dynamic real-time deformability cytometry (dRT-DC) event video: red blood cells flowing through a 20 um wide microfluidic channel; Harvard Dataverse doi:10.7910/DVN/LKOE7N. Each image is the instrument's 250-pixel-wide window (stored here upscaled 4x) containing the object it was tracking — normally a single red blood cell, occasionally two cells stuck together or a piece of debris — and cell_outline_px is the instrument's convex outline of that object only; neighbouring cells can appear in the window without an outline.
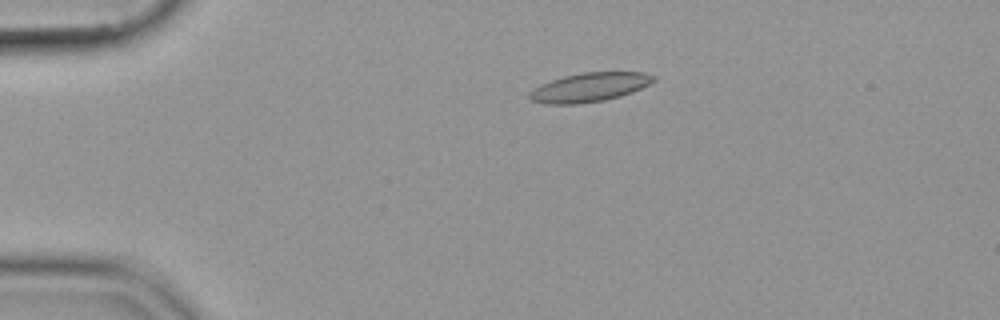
{"species": "common noctule bat (a hibernating species)", "species_latin": "Nyctalus noctula", "temperature_condition": "cold", "stored_images_in_passage": 48, "camera_frame_rate_fps": 3000, "um_per_image_px": 0.085, "animal": {"sex": "female", "body_mass_g": 19.9}, "frame": {"image": 1, "passage_image": 5, "time_ms": 1.333, "image_size_px": [1000, 320], "cell_outline_px": [[656, 80], [632, 92], [620, 96], [604, 100], [580, 104], [544, 104], [532, 100], [528, 96], [528, 92], [540, 84], [564, 76], [584, 72], [644, 72], [656, 76]], "centroid_in_image_um": [50.09, 7.42], "position_along_channel_um": 34.9, "area_um2": 20.98}}
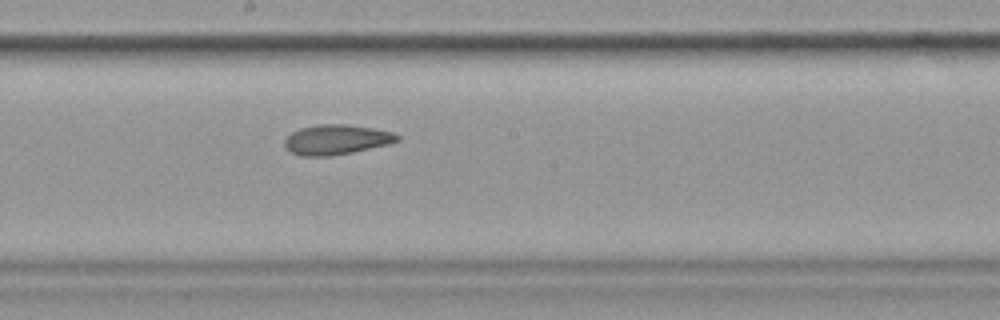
{"frame": {"image": 2, "passage_image": 24, "time_ms": 7.667, "image_size_px": [1000, 320], "cell_outline_px": [[400, 140], [388, 144], [352, 152], [328, 156], [300, 156], [292, 152], [284, 144], [284, 140], [292, 132], [300, 128], [316, 124], [344, 124], [372, 128], [392, 132], [400, 136]], "centroid_in_image_um": [28.59, 11.86], "position_along_channel_um": 219.6, "area_um2": 19.48}}
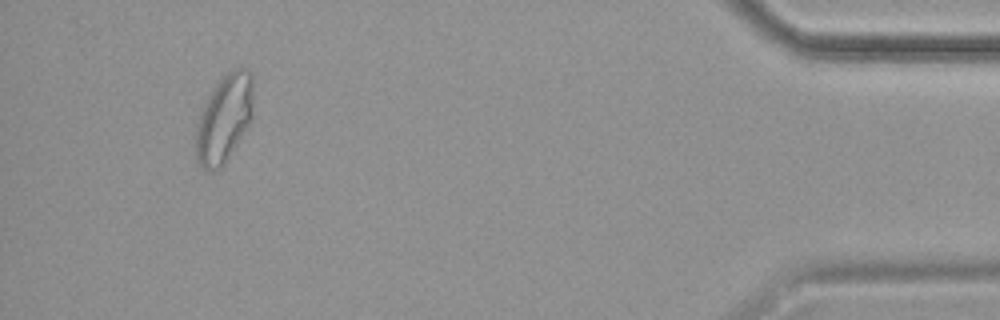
{"frame": {"image": 3, "passage_image": 45, "time_ms": 14.667, "image_size_px": [1000, 320], "cell_outline_px": [[252, 120], [224, 164], [220, 168], [212, 172], [208, 172], [196, 164], [196, 124], [200, 112], [212, 88], [232, 68], [248, 68], [252, 72]], "centroid_in_image_um": [19.04, 10.1], "position_along_channel_um": 416.2, "area_um2": 29.65}}